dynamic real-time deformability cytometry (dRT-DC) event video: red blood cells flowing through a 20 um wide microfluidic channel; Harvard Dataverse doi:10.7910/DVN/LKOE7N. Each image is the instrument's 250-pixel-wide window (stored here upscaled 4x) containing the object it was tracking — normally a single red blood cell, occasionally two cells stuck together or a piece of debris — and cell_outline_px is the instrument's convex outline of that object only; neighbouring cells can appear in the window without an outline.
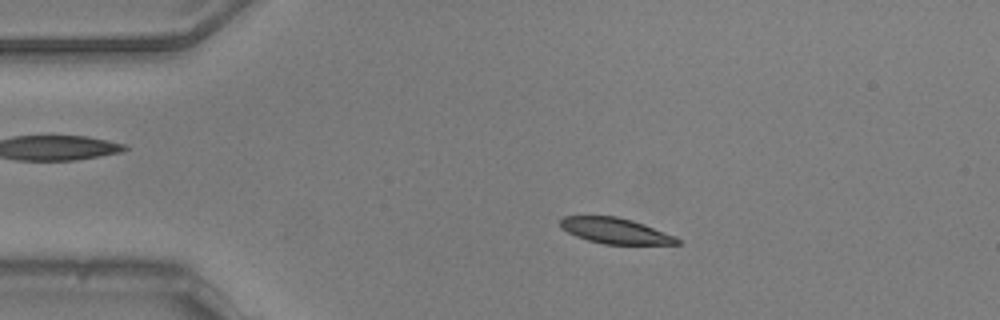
{"species": "common noctule bat (a hibernating species)", "species_latin": "Nyctalus noctula", "temperature_condition": "warm", "stored_images_in_passage": 54, "camera_frame_rate_fps": 3000, "um_per_image_px": 0.085, "animal": {"sex": "male", "body_mass_g": 20.5, "forearm_length_mm": 52.5}, "frame": {"image": 1, "passage_image": 11, "time_ms": 3.333, "image_size_px": [1000, 320], "cell_outline_px": [[676, 244], [612, 244], [592, 240], [580, 236], [564, 228], [560, 224], [564, 220], [572, 216], [608, 216], [628, 220], [640, 224], [668, 236], [676, 240]], "centroid_in_image_um": [52.24, 19.62], "position_along_channel_um": 32.8, "area_um2": 15.55}}
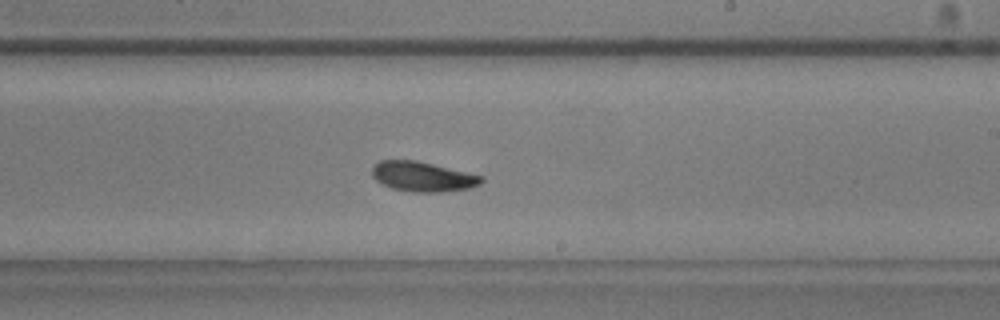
{"frame": {"image": 2, "passage_image": 32, "time_ms": 10.333, "image_size_px": [1000, 320], "cell_outline_px": [[480, 180], [472, 184], [456, 188], [404, 188], [388, 184], [380, 180], [376, 176], [376, 168], [380, 164], [388, 160], [396, 160], [424, 164], [476, 176]], "centroid_in_image_um": [35.82, 14.94], "position_along_channel_um": 253.2, "area_um2": 14.62}}
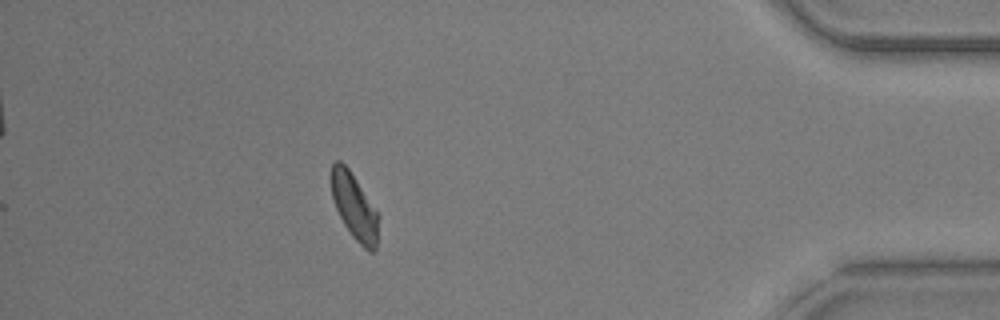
{"frame": {"image": 3, "passage_image": 48, "time_ms": 15.667, "image_size_px": [1000, 320], "cell_outline_px": [[376, 240], [372, 248], [368, 248], [348, 228], [336, 204], [332, 192], [332, 164], [344, 164], [376, 212]], "centroid_in_image_um": [30.08, 17.48], "position_along_channel_um": 405.1, "area_um2": 15.37}, "authors_computed_cell_mechanics": {"area_um2": 15.028, "velocity_mm_per_s": 3.7643, "shape_relaxation_time_tau1_ms": 8.7894, "shape_relaxation_time_tau2_ms": null, "deformation_change_tau1": 0.1279, "deformation_change_tau2": null}}